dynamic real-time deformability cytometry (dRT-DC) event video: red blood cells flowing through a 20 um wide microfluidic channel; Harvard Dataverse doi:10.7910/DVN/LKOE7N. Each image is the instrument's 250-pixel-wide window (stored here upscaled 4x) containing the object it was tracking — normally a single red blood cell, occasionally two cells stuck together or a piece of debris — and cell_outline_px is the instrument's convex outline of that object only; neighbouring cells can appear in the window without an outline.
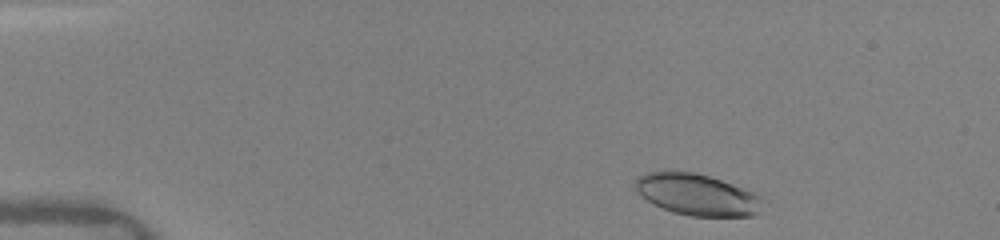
{"species": "human", "species_latin": "Homo sapiens", "temperature_condition": "warm", "stored_images_in_passage": 19, "camera_frame_rate_fps": 3000, "um_per_image_px": 0.085, "donor": {"sex": "female"}, "frame": {"image": 1, "passage_image": 1, "time_ms": 0.0, "image_size_px": [1000, 240], "cell_outline_px": [[760, 196], [756, 212], [752, 216], [692, 216], [676, 212], [664, 208], [640, 196], [636, 192], [636, 180], [644, 172], [664, 168], [672, 168], [696, 172], [732, 184], [752, 192]], "centroid_in_image_um": [59.12, 16.48], "position_along_channel_um": 25.9, "area_um2": 30.69}}
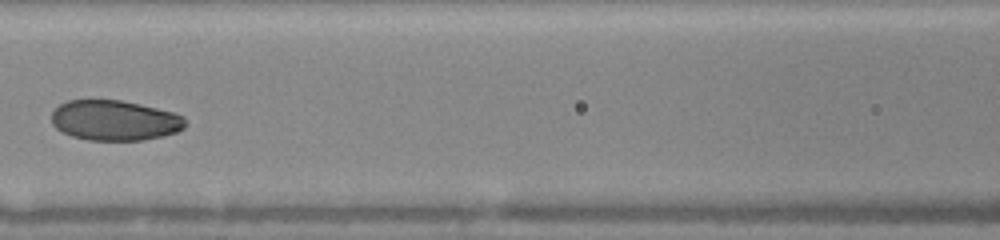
{"frame": {"image": 2, "passage_image": 9, "time_ms": 5.333, "image_size_px": [1000, 240], "cell_outline_px": [[188, 124], [184, 128], [176, 132], [164, 136], [144, 140], [88, 140], [72, 136], [56, 128], [52, 124], [52, 112], [60, 104], [68, 100], [120, 100], [140, 104], [172, 112], [184, 116]], "centroid_in_image_um": [9.78, 10.24], "position_along_channel_um": 156.8, "area_um2": 31.44}}
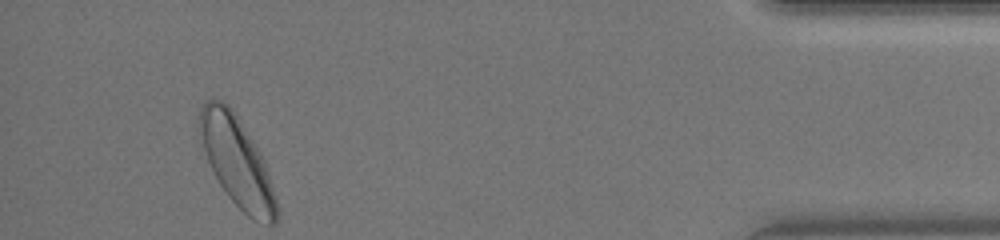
{"frame": {"image": 3, "passage_image": 19, "time_ms": 13.0, "image_size_px": [1000, 240], "cell_outline_px": [[280, 212], [276, 224], [268, 224], [252, 220], [228, 196], [220, 184], [208, 160], [204, 148], [200, 128], [200, 108], [208, 100], [220, 100], [228, 104], [232, 108], [256, 144], [264, 160], [276, 196]], "centroid_in_image_um": [20.21, 13.79], "position_along_channel_um": 415.0, "area_um2": 39.71}, "authors_computed_cell_mechanics": {"area_um2": 31.6166, "velocity_mm_per_s": 4.0794, "shape_relaxation_time_tau1_ms": 1.7072, "shape_relaxation_time_tau2_ms": 3.8323, "deformation_change_tau1": 0.0818, "deformation_change_tau2": 0.0622}}